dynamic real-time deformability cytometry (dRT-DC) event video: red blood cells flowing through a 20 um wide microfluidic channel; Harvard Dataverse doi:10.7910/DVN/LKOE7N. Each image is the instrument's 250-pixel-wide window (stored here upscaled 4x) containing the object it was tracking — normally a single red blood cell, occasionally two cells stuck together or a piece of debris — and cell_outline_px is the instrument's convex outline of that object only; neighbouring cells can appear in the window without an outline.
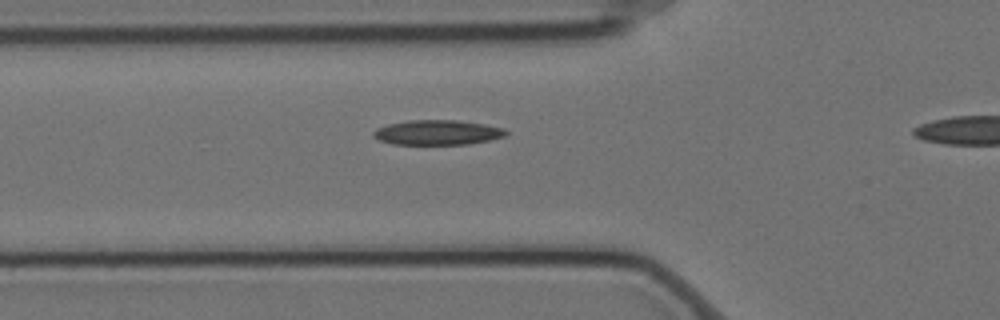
{"species": "Egyptian fruit bat (a non-hibernating species)", "species_latin": "Rousettus aegyptiacus", "temperature_condition": "cold", "stored_images_in_passage": 43, "camera_frame_rate_fps": 3000, "um_per_image_px": 0.085, "animal": {"sex": "female"}, "frame": {"image": 1, "passage_image": 13, "time_ms": 4.0, "image_size_px": [1000, 320], "cell_outline_px": [[508, 132], [504, 136], [488, 140], [468, 144], [392, 144], [380, 140], [372, 136], [372, 132], [376, 128], [388, 124], [408, 120], [456, 120], [484, 124], [504, 128]], "centroid_in_image_um": [37.15, 11.25], "position_along_channel_um": 88.7, "area_um2": 19.13}}
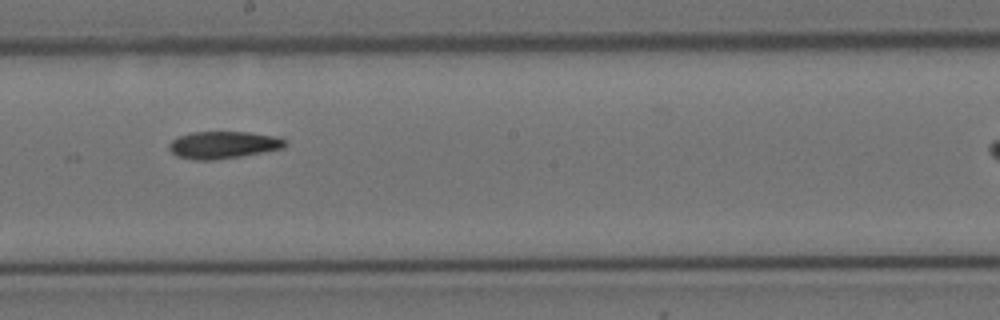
{"frame": {"image": 2, "passage_image": 25, "time_ms": 8.0, "image_size_px": [1000, 320], "cell_outline_px": [[288, 144], [284, 148], [264, 152], [240, 156], [212, 160], [196, 160], [176, 156], [168, 148], [168, 144], [172, 140], [180, 136], [192, 132], [248, 132], [280, 136]], "centroid_in_image_um": [19.0, 12.31], "position_along_channel_um": 229.2, "area_um2": 18.5}}
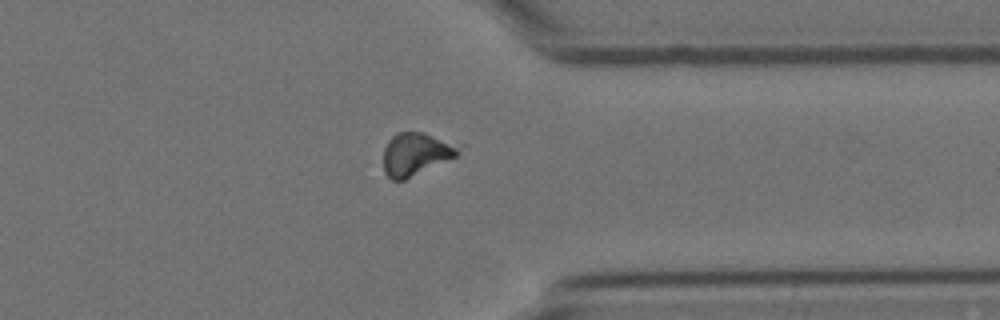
{"frame": {"image": 3, "passage_image": 38, "time_ms": 12.333, "image_size_px": [1000, 320], "cell_outline_px": [[456, 156], [404, 180], [392, 180], [384, 172], [384, 148], [388, 140], [396, 132], [424, 132], [456, 148]], "centroid_in_image_um": [35.2, 13.11], "position_along_channel_um": 376.2, "area_um2": 17.8}, "authors_computed_cell_mechanics": {"area_um2": 19.1318, "velocity_mm_per_s": 3.4968, "shape_relaxation_time_tau1_ms": 4.236, "shape_relaxation_time_tau2_ms": null, "deformation_change_tau1": 0.0876, "deformation_change_tau2": null}}